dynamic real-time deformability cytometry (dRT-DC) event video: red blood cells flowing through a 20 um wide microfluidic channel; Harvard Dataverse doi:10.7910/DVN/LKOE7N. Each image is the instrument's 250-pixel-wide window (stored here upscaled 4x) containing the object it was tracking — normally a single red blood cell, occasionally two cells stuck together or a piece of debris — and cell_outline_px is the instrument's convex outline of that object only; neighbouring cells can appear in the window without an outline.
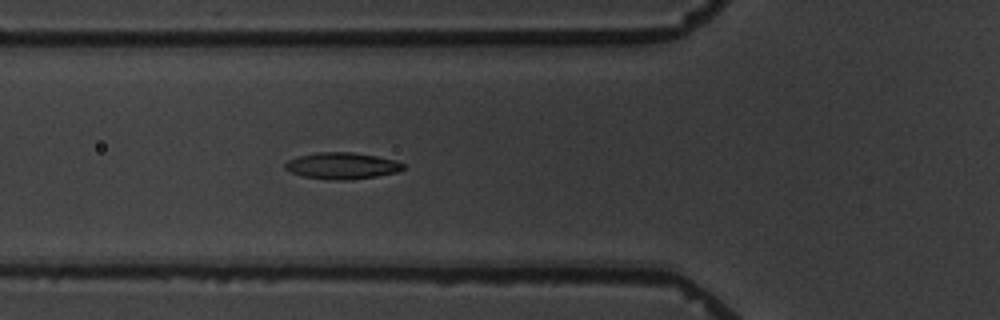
{"species": "common noctule bat (a hibernating species)", "species_latin": "Nyctalus noctula", "temperature_condition": "warm", "stored_images_in_passage": 6, "camera_frame_rate_fps": 3000, "um_per_image_px": 0.085, "animal": {"sex": "male", "body_mass_g": 19.5, "forearm_length_mm": 54.6}, "frame": {"image": 1, "passage_image": 6, "time_ms": 5.667, "image_size_px": [1000, 320], "cell_outline_px": [[404, 168], [396, 172], [376, 176], [348, 180], [332, 180], [304, 176], [292, 172], [284, 168], [284, 164], [288, 160], [300, 156], [316, 152], [352, 152], [376, 156], [392, 160], [404, 164]], "centroid_in_image_um": [29.04, 14.09], "position_along_channel_um": 96.8, "area_um2": 17.98}}